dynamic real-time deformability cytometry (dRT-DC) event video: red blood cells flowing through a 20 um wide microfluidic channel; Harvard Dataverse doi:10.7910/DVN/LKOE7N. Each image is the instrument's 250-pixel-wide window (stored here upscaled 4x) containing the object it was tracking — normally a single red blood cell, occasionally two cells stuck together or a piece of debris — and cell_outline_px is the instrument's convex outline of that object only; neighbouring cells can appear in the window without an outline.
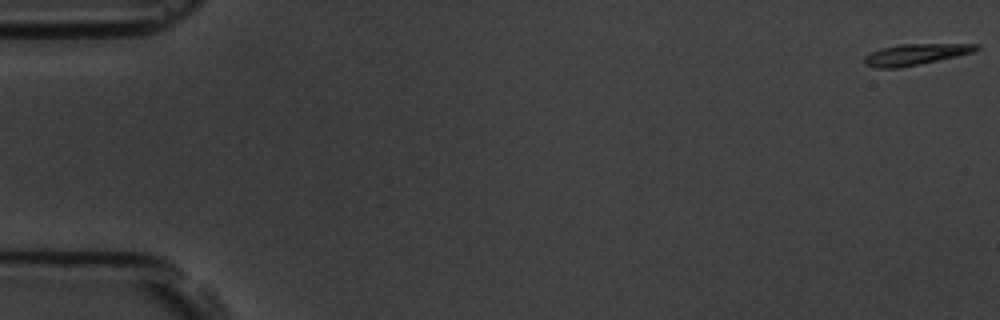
{"species": "common noctule bat (a hibernating species)", "species_latin": "Nyctalus noctula", "temperature_condition": "room temperature", "stored_images_in_passage": 6, "camera_frame_rate_fps": 3000, "um_per_image_px": 0.085, "animal": {"sex": "male", "body_mass_g": 19.5, "forearm_length_mm": 54.6}, "frame": {"image": 1, "passage_image": 1, "time_ms": 0.0, "image_size_px": [1000, 320], "cell_outline_px": [[980, 48], [976, 52], [896, 68], [876, 68], [864, 64], [864, 56], [880, 48], [900, 44], [980, 44]], "centroid_in_image_um": [77.82, 4.61], "position_along_channel_um": 7.2, "area_um2": 13.58}}
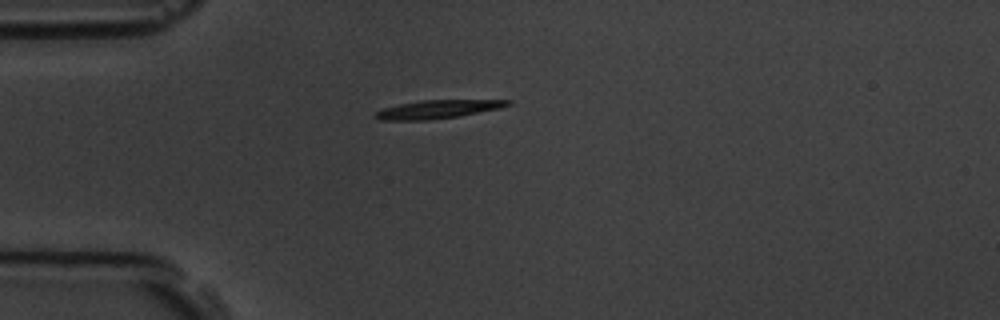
{"frame": {"image": 2, "passage_image": 5, "time_ms": 4.667, "image_size_px": [1000, 320], "cell_outline_px": [[512, 104], [500, 108], [456, 116], [428, 120], [380, 120], [372, 116], [376, 112], [384, 108], [400, 104], [420, 100], [512, 100]], "centroid_in_image_um": [37.18, 9.28], "position_along_channel_um": 47.8, "area_um2": 13.99}}